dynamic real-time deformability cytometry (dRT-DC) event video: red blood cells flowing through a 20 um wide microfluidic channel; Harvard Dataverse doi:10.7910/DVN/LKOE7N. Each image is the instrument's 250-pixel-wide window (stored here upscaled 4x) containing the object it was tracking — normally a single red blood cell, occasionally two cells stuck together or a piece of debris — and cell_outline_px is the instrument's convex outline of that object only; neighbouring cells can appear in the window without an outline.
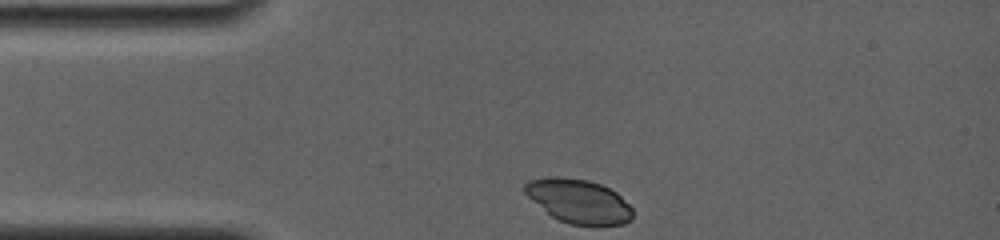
{"species": "common noctule bat (a hibernating species)", "species_latin": "Nyctalus noctula", "temperature_condition": "room temperature", "stored_images_in_passage": 3, "camera_frame_rate_fps": 4000, "um_per_image_px": 0.085, "animal": {"sex": "female", "body_mass_g": 19.0, "forearm_length_mm": 56.7}, "frame": {"image": 1, "passage_image": 1, "time_ms": 0.0, "image_size_px": [1000, 240], "cell_outline_px": [[632, 220], [624, 224], [568, 224], [552, 216], [528, 196], [524, 192], [524, 184], [528, 180], [548, 176], [556, 176], [588, 180], [600, 184], [616, 192], [632, 208]], "centroid_in_image_um": [49.18, 17.07], "position_along_channel_um": 35.8, "area_um2": 27.28}}